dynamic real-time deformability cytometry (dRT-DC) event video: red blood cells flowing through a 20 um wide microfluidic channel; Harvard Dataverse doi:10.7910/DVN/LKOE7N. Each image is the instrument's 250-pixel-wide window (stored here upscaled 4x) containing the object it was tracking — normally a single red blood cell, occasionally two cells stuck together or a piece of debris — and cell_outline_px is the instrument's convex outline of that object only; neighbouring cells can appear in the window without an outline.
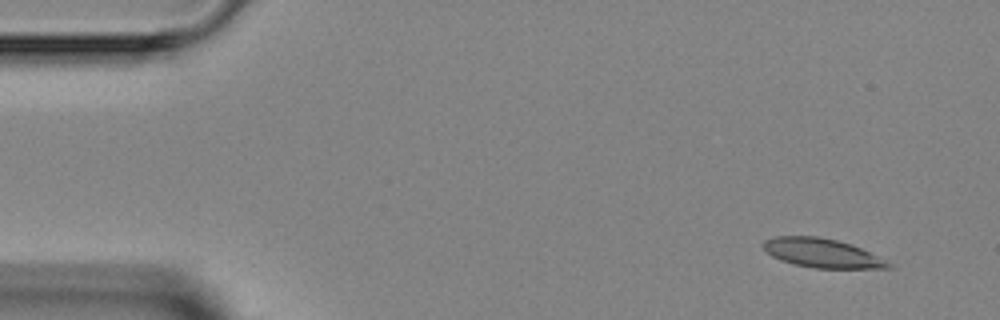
{"species": "Egyptian fruit bat (a non-hibernating species)", "species_latin": "Rousettus aegyptiacus", "temperature_condition": "room temperature", "stored_images_in_passage": 5, "camera_frame_rate_fps": 3000, "um_per_image_px": 0.085, "animal": {"sex": "female"}, "frame": {"image": 1, "passage_image": 1, "time_ms": 0.0, "image_size_px": [1000, 320], "cell_outline_px": [[892, 268], [816, 268], [796, 264], [780, 260], [772, 256], [760, 244], [764, 240], [772, 236], [820, 236], [852, 244], [892, 264]], "centroid_in_image_um": [69.82, 21.49], "position_along_channel_um": 15.2, "area_um2": 20.98}}
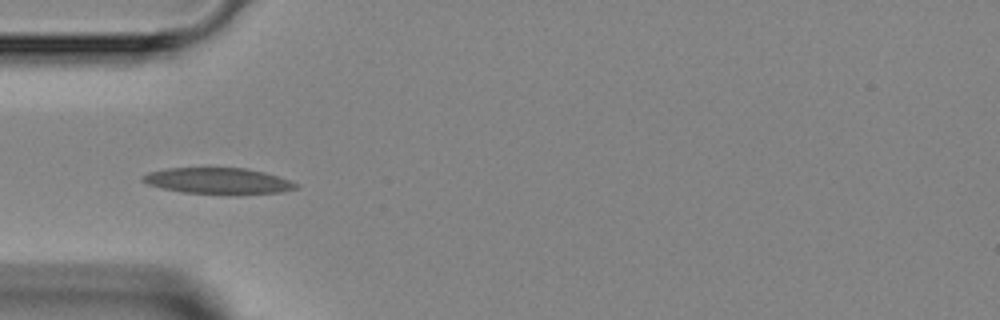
{"frame": {"image": 2, "passage_image": 4, "time_ms": 3.667, "image_size_px": [1000, 320], "cell_outline_px": [[300, 188], [280, 192], [184, 192], [164, 188], [148, 184], [140, 180], [140, 176], [148, 172], [164, 168], [208, 164], [244, 168], [264, 172], [300, 184]], "centroid_in_image_um": [18.43, 15.28], "position_along_channel_um": 66.6, "area_um2": 23.58}}
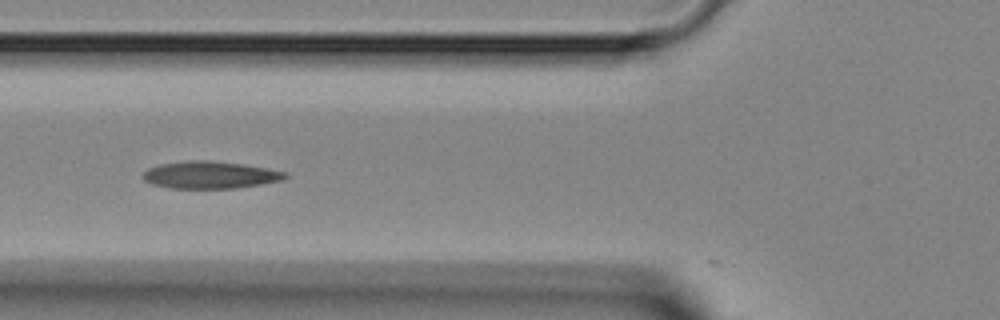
{"frame": {"image": 3, "passage_image": 5, "time_ms": 4.667, "image_size_px": [1000, 320], "cell_outline_px": [[288, 176], [280, 180], [260, 184], [236, 188], [168, 188], [152, 184], [144, 180], [144, 172], [148, 168], [160, 164], [192, 160], [208, 160], [244, 164], [268, 168], [284, 172]], "centroid_in_image_um": [17.83, 14.86], "position_along_channel_um": 108.0, "area_um2": 22.37}}